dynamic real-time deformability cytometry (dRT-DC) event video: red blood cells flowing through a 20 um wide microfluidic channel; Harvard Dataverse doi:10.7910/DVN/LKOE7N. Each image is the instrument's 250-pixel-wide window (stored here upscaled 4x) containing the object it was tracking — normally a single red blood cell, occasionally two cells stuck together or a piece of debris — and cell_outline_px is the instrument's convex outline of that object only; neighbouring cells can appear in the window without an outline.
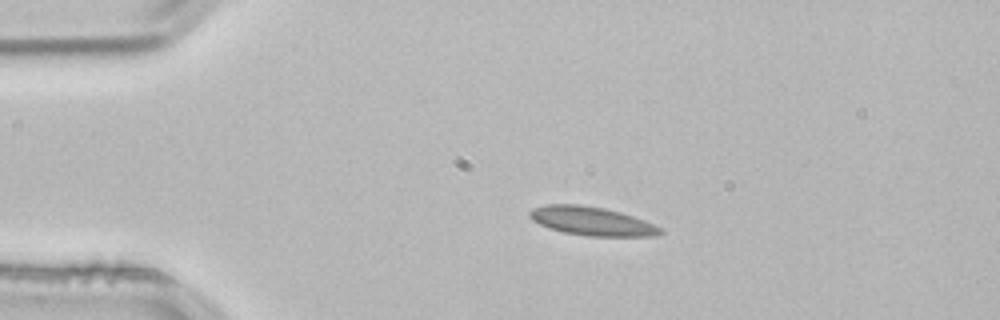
{"species": "common noctule bat (a hibernating species)", "species_latin": "Nyctalus noctula", "temperature_condition": "room temperature", "stored_images_in_passage": 52, "camera_frame_rate_fps": 3000, "um_per_image_px": 0.085, "animal": {"sex": "male", "body_mass_g": 21.5, "forearm_length_mm": 52.0}, "frame": {"image": 1, "passage_image": 10, "time_ms": 3.0, "image_size_px": [1000, 320], "cell_outline_px": [[664, 232], [652, 236], [588, 236], [564, 232], [548, 228], [532, 220], [528, 216], [528, 212], [532, 208], [544, 204], [580, 204], [604, 208], [620, 212], [644, 220], [660, 228]], "centroid_in_image_um": [50.23, 18.78], "position_along_channel_um": 34.8, "area_um2": 21.79}}
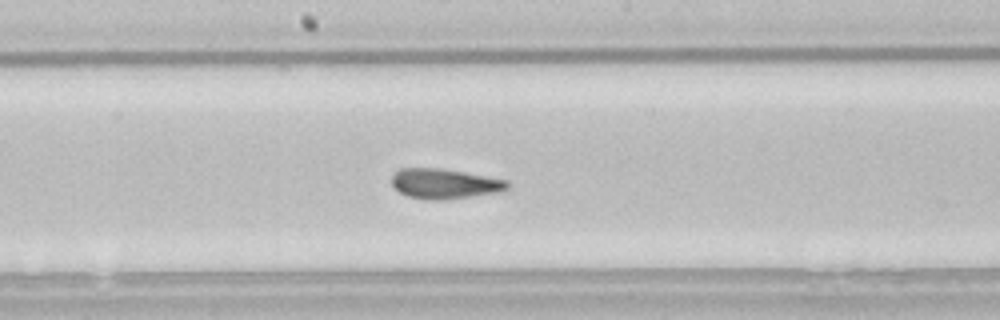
{"frame": {"image": 2, "passage_image": 27, "time_ms": 8.667, "image_size_px": [1000, 320], "cell_outline_px": [[508, 188], [500, 192], [444, 200], [424, 200], [408, 196], [400, 192], [392, 184], [392, 176], [400, 168], [440, 168], [464, 172], [508, 180]], "centroid_in_image_um": [37.79, 15.62], "position_along_channel_um": 210.4, "area_um2": 20.23}}
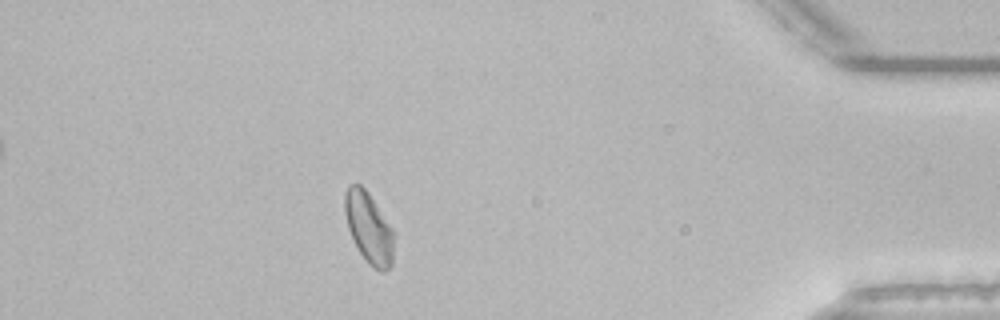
{"frame": {"image": 3, "passage_image": 46, "time_ms": 15.0, "image_size_px": [1000, 320], "cell_outline_px": [[392, 264], [384, 272], [380, 272], [372, 268], [368, 264], [360, 252], [348, 228], [344, 212], [344, 192], [348, 184], [360, 184], [368, 192], [392, 228]], "centroid_in_image_um": [31.32, 19.34], "position_along_channel_um": 403.9, "area_um2": 20.06}, "authors_computed_cell_mechanics": {"area_um2": 20.6346, "velocity_mm_per_s": 3.8113, "shape_relaxation_time_tau1_ms": 9.312, "shape_relaxation_time_tau2_ms": null, "deformation_change_tau1": 0.1522, "deformation_change_tau2": null}}